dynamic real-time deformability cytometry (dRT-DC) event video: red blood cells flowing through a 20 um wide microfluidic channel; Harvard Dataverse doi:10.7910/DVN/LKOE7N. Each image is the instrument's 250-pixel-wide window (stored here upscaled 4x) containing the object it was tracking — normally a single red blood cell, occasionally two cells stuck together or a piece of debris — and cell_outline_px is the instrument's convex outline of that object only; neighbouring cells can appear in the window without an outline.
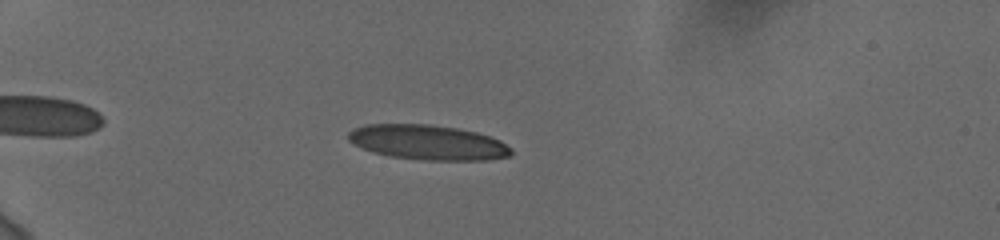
{"species": "human", "species_latin": "Homo sapiens", "temperature_condition": "cold", "stored_images_in_passage": 52, "camera_frame_rate_fps": 3000, "um_per_image_px": 0.085, "donor": {"sex": "female"}, "frame": {"image": 1, "passage_image": 13, "time_ms": 4.0, "image_size_px": [1000, 240], "cell_outline_px": [[512, 156], [488, 160], [428, 160], [392, 156], [372, 152], [348, 140], [348, 132], [352, 128], [364, 124], [428, 124], [456, 128], [476, 132], [500, 140], [512, 148]], "centroid_in_image_um": [36.39, 12.1], "position_along_channel_um": 48.6, "area_um2": 33.06}}
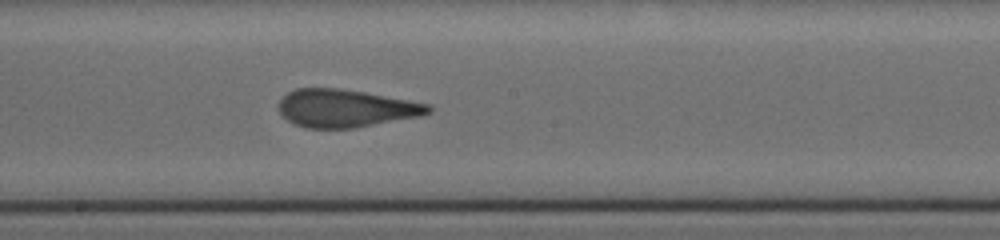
{"frame": {"image": 2, "passage_image": 30, "time_ms": 9.667, "image_size_px": [1000, 240], "cell_outline_px": [[432, 112], [420, 116], [352, 128], [308, 128], [296, 124], [288, 120], [280, 112], [276, 104], [288, 92], [296, 88], [336, 88], [364, 92], [408, 100], [428, 104], [432, 108]], "centroid_in_image_um": [29.36, 9.2], "position_along_channel_um": 218.8, "area_um2": 32.66}}
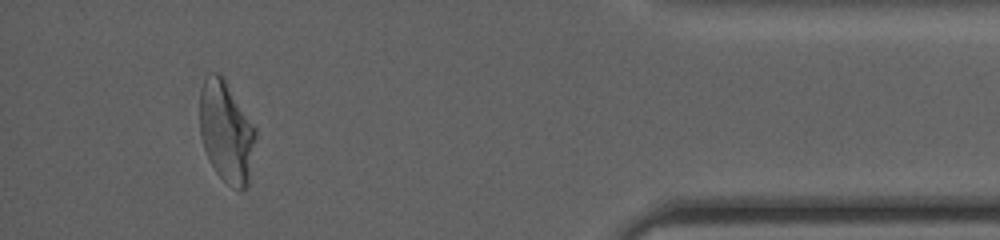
{"frame": {"image": 3, "passage_image": 49, "time_ms": 16.0, "image_size_px": [1000, 240], "cell_outline_px": [[256, 136], [248, 184], [240, 192], [232, 188], [216, 172], [204, 148], [200, 136], [200, 88], [204, 76], [208, 72], [220, 72], [224, 76], [256, 128]], "centroid_in_image_um": [19.23, 11.14], "position_along_channel_um": 416.0, "area_um2": 33.41}, "authors_computed_cell_mechanics": {"area_um2": 33.0905, "velocity_mm_per_s": 3.7604, "shape_relaxation_time_tau1_ms": 6.8018, "shape_relaxation_time_tau2_ms": 1.0076, "deformation_change_tau1": 0.2268, "deformation_change_tau2": 0.0959}}